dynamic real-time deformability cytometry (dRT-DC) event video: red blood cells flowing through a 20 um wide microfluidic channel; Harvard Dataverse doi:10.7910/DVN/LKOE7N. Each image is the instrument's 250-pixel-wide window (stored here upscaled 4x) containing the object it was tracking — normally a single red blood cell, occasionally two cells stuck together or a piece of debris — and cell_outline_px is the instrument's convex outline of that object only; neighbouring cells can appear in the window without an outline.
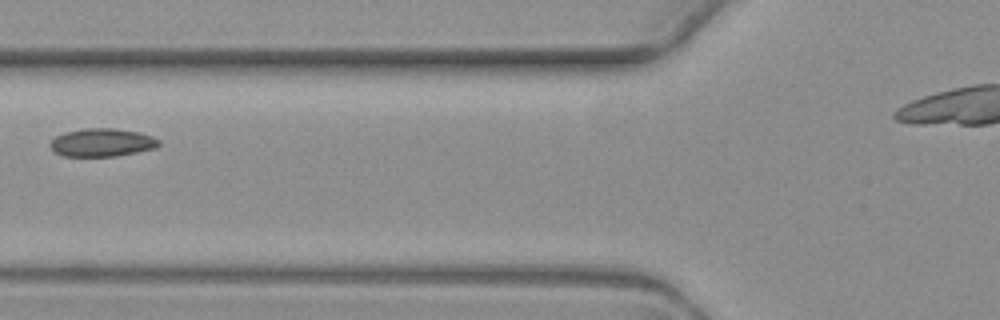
{"species": "common noctule bat (a hibernating species)", "species_latin": "Nyctalus noctula", "temperature_condition": "warm", "stored_images_in_passage": 5, "camera_frame_rate_fps": 3000, "um_per_image_px": 0.085, "animal": {"sex": "female", "body_mass_g": 19.3, "forearm_length_mm": 54.1}, "frame": {"image": 1, "passage_image": 3, "time_ms": 3.333, "image_size_px": [1000, 320], "cell_outline_px": [[160, 144], [156, 148], [116, 156], [64, 156], [56, 152], [48, 144], [56, 136], [64, 132], [84, 128], [112, 128], [140, 132], [152, 136], [160, 140]], "centroid_in_image_um": [8.68, 12.1], "position_along_channel_um": 117.1, "area_um2": 17.8}}
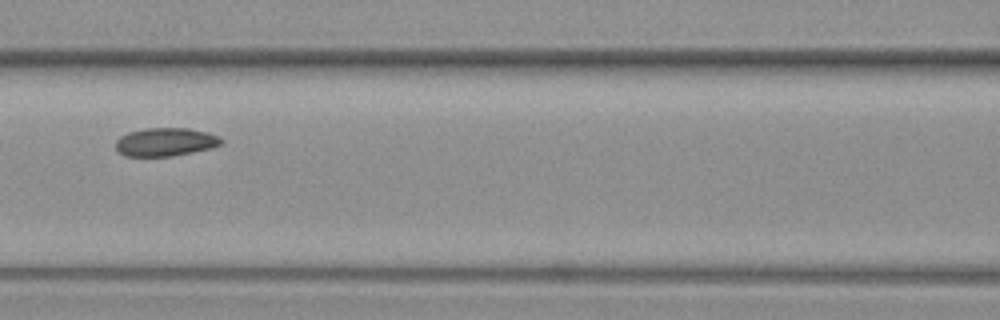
{"frame": {"image": 2, "passage_image": 4, "time_ms": 4.333, "image_size_px": [1000, 320], "cell_outline_px": [[224, 140], [220, 144], [208, 148], [192, 152], [172, 156], [124, 156], [116, 148], [116, 140], [120, 136], [128, 132], [148, 128], [188, 128], [208, 132], [220, 136]], "centroid_in_image_um": [14.06, 12.06], "position_along_channel_um": 152.5, "area_um2": 17.34}}
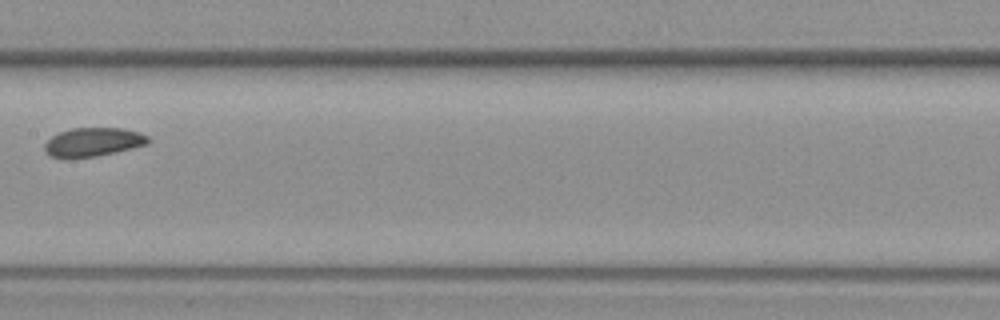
{"frame": {"image": 3, "passage_image": 5, "time_ms": 5.667, "image_size_px": [1000, 320], "cell_outline_px": [[148, 144], [132, 148], [96, 156], [48, 156], [44, 148], [44, 144], [52, 136], [60, 132], [72, 128], [124, 128], [148, 136]], "centroid_in_image_um": [7.92, 12.05], "position_along_channel_um": 199.5, "area_um2": 16.82}}